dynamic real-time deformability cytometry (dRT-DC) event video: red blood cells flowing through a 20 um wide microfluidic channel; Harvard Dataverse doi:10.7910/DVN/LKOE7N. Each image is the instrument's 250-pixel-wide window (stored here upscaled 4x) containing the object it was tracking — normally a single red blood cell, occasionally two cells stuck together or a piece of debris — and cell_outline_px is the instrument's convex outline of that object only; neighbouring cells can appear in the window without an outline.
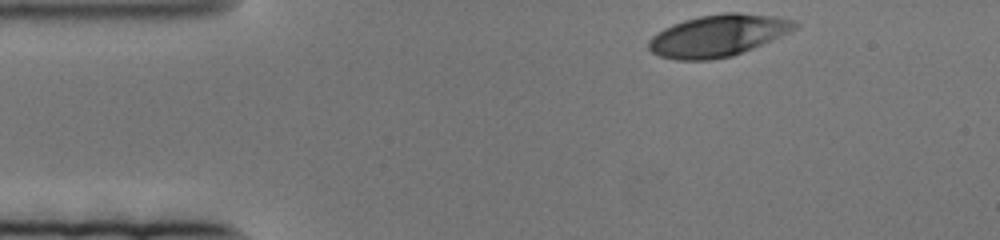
{"species": "human", "species_latin": "Homo sapiens", "temperature_condition": "cold", "stored_images_in_passage": 64, "camera_frame_rate_fps": 3000, "um_per_image_px": 0.085, "donor": {"sex": "female"}, "frame": {"image": 1, "passage_image": 1, "time_ms": 0.0, "image_size_px": [1000, 240], "cell_outline_px": [[800, 24], [796, 28], [780, 36], [752, 48], [732, 56], [708, 60], [676, 60], [660, 56], [652, 52], [648, 48], [648, 40], [652, 36], [664, 28], [672, 24], [684, 20], [700, 16], [724, 12], [740, 12], [776, 16], [792, 20]], "centroid_in_image_um": [61.0, 3.01], "position_along_channel_um": 24.0, "area_um2": 35.49}}
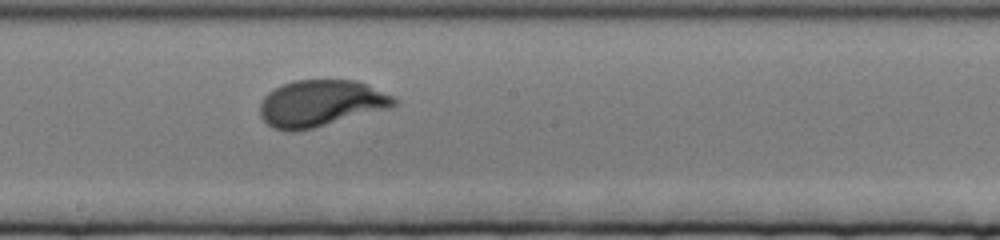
{"frame": {"image": 2, "passage_image": 33, "time_ms": 10.667, "image_size_px": [1000, 240], "cell_outline_px": [[396, 104], [388, 108], [312, 128], [296, 132], [292, 132], [272, 128], [260, 116], [260, 104], [264, 96], [268, 92], [284, 84], [296, 80], [356, 80], [392, 96], [396, 100]], "centroid_in_image_um": [27.21, 8.79], "position_along_channel_um": 221.0, "area_um2": 35.84}}
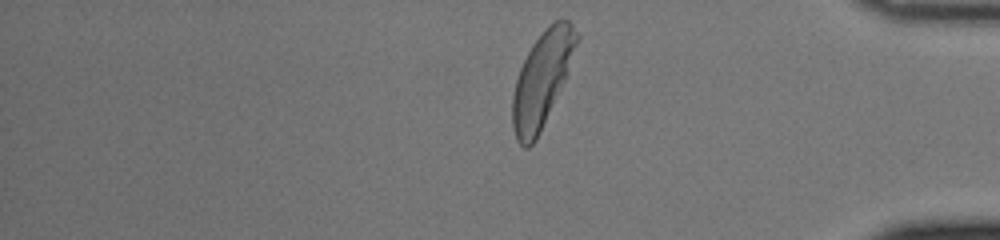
{"frame": {"image": 3, "passage_image": 57, "time_ms": 18.667, "image_size_px": [1000, 240], "cell_outline_px": [[580, 36], [564, 80], [540, 132], [536, 140], [528, 148], [524, 148], [516, 140], [512, 128], [512, 96], [516, 80], [520, 68], [532, 44], [548, 24], [560, 16], [564, 16], [572, 24]], "centroid_in_image_um": [46.06, 6.71], "position_along_channel_um": 389.1, "area_um2": 35.26}}